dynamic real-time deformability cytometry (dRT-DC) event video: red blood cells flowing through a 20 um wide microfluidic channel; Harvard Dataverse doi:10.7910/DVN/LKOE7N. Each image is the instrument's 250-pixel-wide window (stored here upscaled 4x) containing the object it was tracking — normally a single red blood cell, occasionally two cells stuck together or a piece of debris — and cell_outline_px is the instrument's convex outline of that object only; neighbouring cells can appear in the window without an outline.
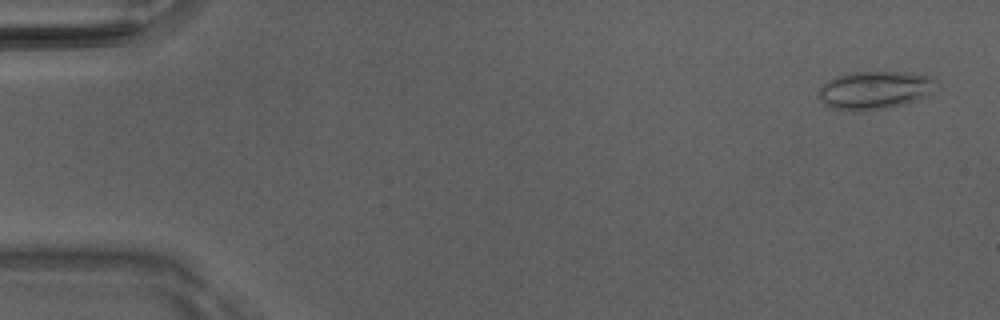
{"species": "Egyptian fruit bat (a non-hibernating species)", "species_latin": "Rousettus aegyptiacus", "temperature_condition": "room temperature", "stored_images_in_passage": 49, "camera_frame_rate_fps": 3000, "um_per_image_px": 0.085, "animal": {"sex": "male"}, "frame": {"image": 1, "passage_image": 3, "time_ms": 0.667, "image_size_px": [1000, 320], "cell_outline_px": [[932, 80], [928, 92], [924, 96], [916, 100], [904, 104], [884, 108], [832, 108], [824, 104], [820, 100], [820, 88], [828, 80], [836, 76], [852, 72], [908, 72], [928, 76]], "centroid_in_image_um": [74.28, 7.62], "position_along_channel_um": 10.7, "area_um2": 24.68}}
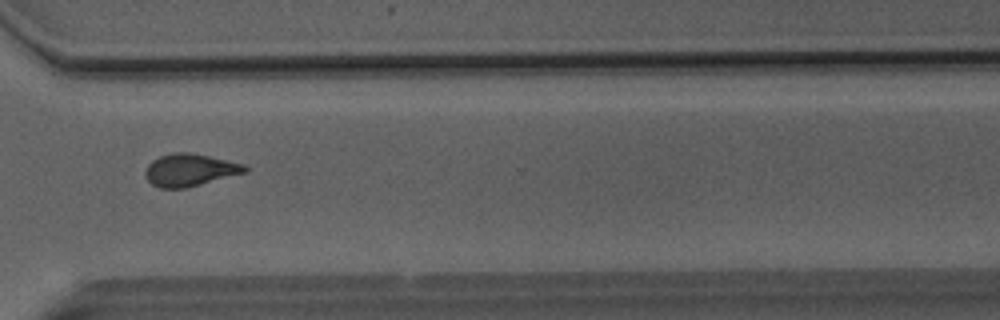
{"frame": {"image": 2, "passage_image": 38, "time_ms": 12.333, "image_size_px": [1000, 320], "cell_outline_px": [[248, 172], [188, 188], [160, 188], [152, 184], [144, 176], [144, 172], [148, 164], [152, 160], [160, 156], [172, 152], [188, 152], [208, 156], [244, 164], [248, 168]], "centroid_in_image_um": [16.13, 14.46], "position_along_channel_um": 354.5, "area_um2": 18.96}}
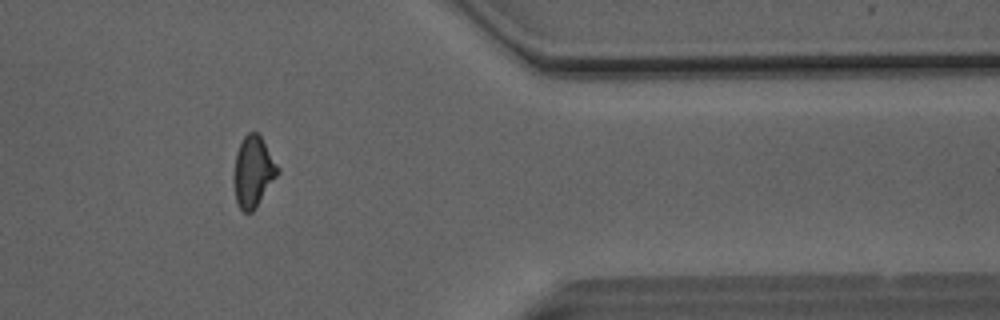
{"frame": {"image": 3, "passage_image": 42, "time_ms": 13.667, "image_size_px": [1000, 320], "cell_outline_px": [[280, 172], [256, 208], [252, 212], [244, 212], [236, 204], [232, 180], [232, 176], [236, 152], [244, 136], [248, 132], [256, 132], [260, 136], [280, 168]], "centroid_in_image_um": [21.5, 14.62], "position_along_channel_um": 389.9, "area_um2": 18.44}, "authors_computed_cell_mechanics": {"area_um2": 18.8428, "velocity_mm_per_s": 4.1318, "shape_relaxation_time_tau1_ms": 7.4553, "shape_relaxation_time_tau2_ms": 2.1525, "deformation_change_tau1": 0.1518, "deformation_change_tau2": 0.0798}}